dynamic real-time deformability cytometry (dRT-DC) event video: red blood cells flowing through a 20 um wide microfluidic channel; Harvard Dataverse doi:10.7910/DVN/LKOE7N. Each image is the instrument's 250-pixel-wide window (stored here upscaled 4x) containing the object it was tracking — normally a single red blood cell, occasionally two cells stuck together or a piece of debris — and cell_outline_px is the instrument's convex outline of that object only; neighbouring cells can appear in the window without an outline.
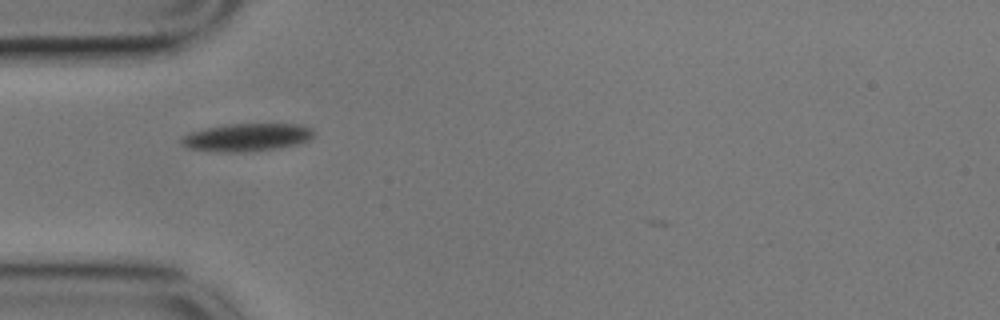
{"species": "common noctule bat (a hibernating species)", "species_latin": "Nyctalus noctula", "temperature_condition": "cold", "stored_images_in_passage": 5, "camera_frame_rate_fps": 3000, "um_per_image_px": 0.085, "animal": {"sex": "male", "body_mass_g": 17.9}, "frame": {"image": 1, "passage_image": 1, "time_ms": 0.0, "image_size_px": [1000, 320], "cell_outline_px": [[312, 136], [308, 140], [296, 144], [280, 148], [252, 152], [220, 152], [188, 148], [180, 140], [180, 136], [204, 128], [224, 124], [300, 124], [312, 128]], "centroid_in_image_um": [20.96, 11.67], "position_along_channel_um": 64.0, "area_um2": 21.56}}